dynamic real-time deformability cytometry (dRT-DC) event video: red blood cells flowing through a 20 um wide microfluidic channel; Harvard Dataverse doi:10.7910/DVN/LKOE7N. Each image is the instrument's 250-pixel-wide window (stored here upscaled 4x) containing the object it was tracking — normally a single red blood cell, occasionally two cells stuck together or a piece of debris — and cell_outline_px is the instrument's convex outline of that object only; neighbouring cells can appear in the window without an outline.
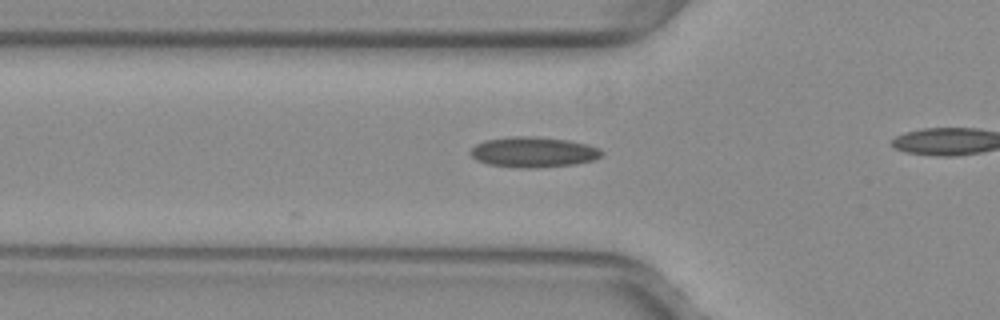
{"species": "common noctule bat (a hibernating species)", "species_latin": "Nyctalus noctula", "temperature_condition": "warm", "stored_images_in_passage": 8, "camera_frame_rate_fps": 3000, "um_per_image_px": 0.085, "animal": {"sex": "female", "body_mass_g": 29.2, "forearm_length_mm": 56.3}, "frame": {"image": 1, "passage_image": 3, "time_ms": 0.667, "image_size_px": [1000, 320], "cell_outline_px": [[604, 152], [600, 156], [592, 160], [572, 164], [536, 168], [520, 168], [488, 164], [476, 160], [468, 152], [476, 144], [484, 140], [512, 136], [536, 136], [568, 140], [588, 144], [600, 148]], "centroid_in_image_um": [45.31, 12.92], "position_along_channel_um": 80.5, "area_um2": 23.35}}
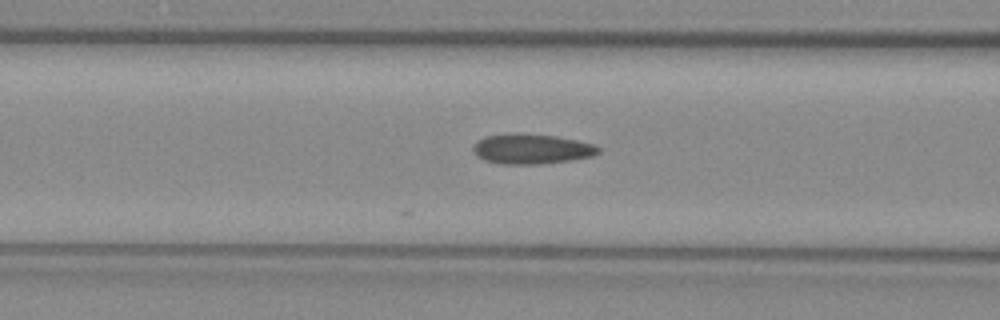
{"frame": {"image": 2, "passage_image": 6, "time_ms": 1.667, "image_size_px": [1000, 320], "cell_outline_px": [[600, 152], [592, 156], [572, 160], [540, 164], [500, 164], [484, 160], [476, 156], [472, 148], [476, 140], [484, 136], [556, 136], [596, 144], [600, 148]], "centroid_in_image_um": [45.22, 12.71], "position_along_channel_um": 121.4, "area_um2": 21.27}}